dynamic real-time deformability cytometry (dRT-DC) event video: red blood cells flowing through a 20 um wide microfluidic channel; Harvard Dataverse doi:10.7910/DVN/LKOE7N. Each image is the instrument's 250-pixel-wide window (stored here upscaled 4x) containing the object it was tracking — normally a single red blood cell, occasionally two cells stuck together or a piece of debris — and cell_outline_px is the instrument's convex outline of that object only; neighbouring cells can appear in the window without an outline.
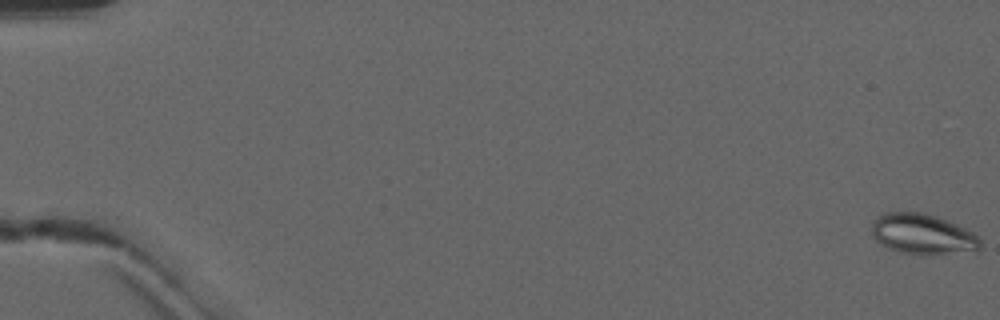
{"species": "common noctule bat (a hibernating species)", "species_latin": "Nyctalus noctula", "temperature_condition": "warm", "stored_images_in_passage": 51, "camera_frame_rate_fps": 3000, "um_per_image_px": 0.085, "animal": {"sex": "male", "forearm_length_mm": 52.5}, "frame": {"image": 1, "passage_image": 1, "time_ms": 0.0, "image_size_px": [1000, 320], "cell_outline_px": [[980, 248], [924, 256], [900, 252], [888, 248], [880, 244], [872, 236], [872, 224], [876, 216], [884, 212], [924, 212], [936, 216], [956, 224], [972, 232], [980, 240]], "centroid_in_image_um": [78.33, 19.89], "position_along_channel_um": 6.7, "area_um2": 25.43}}
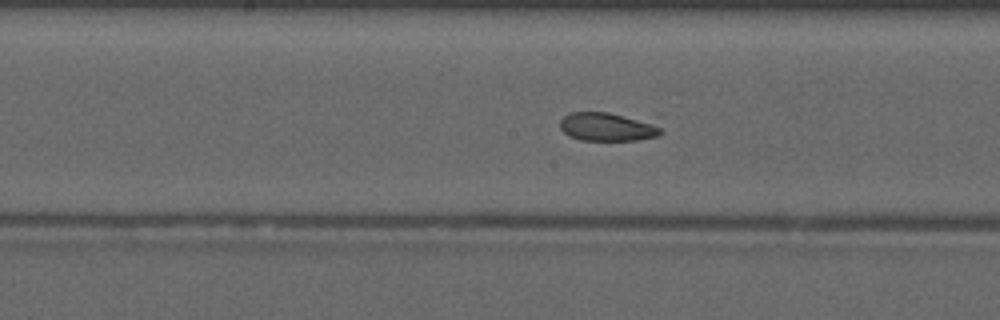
{"frame": {"image": 2, "passage_image": 28, "time_ms": 9.0, "image_size_px": [1000, 320], "cell_outline_px": [[664, 132], [660, 136], [636, 140], [580, 140], [568, 136], [560, 128], [560, 120], [568, 112], [608, 112], [636, 120], [660, 128]], "centroid_in_image_um": [51.51, 10.8], "position_along_channel_um": 196.7, "area_um2": 16.24}}
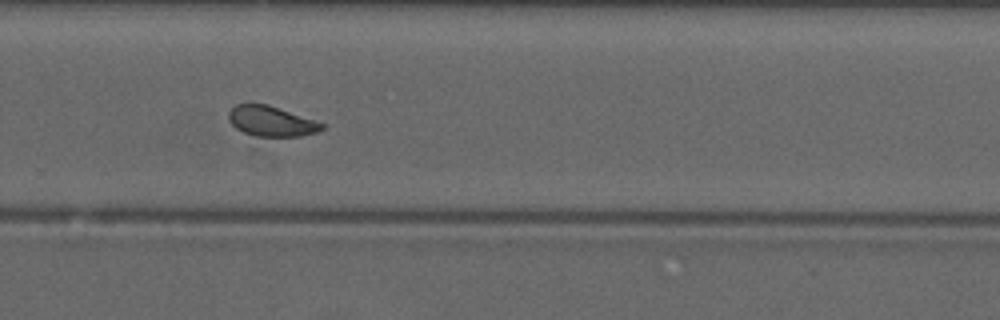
{"frame": {"image": 3, "passage_image": 36, "time_ms": 11.667, "image_size_px": [1000, 320], "cell_outline_px": [[324, 128], [316, 132], [300, 136], [256, 136], [244, 132], [236, 128], [228, 120], [228, 112], [236, 104], [268, 104], [324, 124]], "centroid_in_image_um": [23.02, 10.3], "position_along_channel_um": 306.8, "area_um2": 16.13}, "authors_computed_cell_mechanics": {"area_um2": 17.9758, "velocity_mm_per_s": 4.1491, "shape_relaxation_time_tau1_ms": null, "shape_relaxation_time_tau2_ms": 1.7237, "deformation_change_tau1": null, "deformation_change_tau2": 0.0732}}